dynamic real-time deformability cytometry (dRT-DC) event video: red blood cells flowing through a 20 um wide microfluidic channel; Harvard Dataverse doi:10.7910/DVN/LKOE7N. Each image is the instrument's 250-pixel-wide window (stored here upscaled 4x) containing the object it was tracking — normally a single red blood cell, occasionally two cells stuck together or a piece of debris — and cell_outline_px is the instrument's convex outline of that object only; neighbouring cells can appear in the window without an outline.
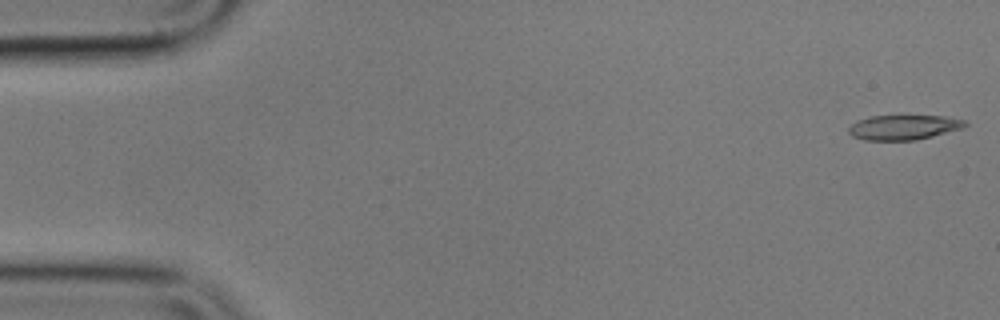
{"species": "common noctule bat (a hibernating species)", "species_latin": "Nyctalus noctula", "temperature_condition": "cold", "stored_images_in_passage": 55, "camera_frame_rate_fps": 3000, "um_per_image_px": 0.085, "animal": {"sex": "male", "body_mass_g": 17.9}, "frame": {"image": 1, "passage_image": 1, "time_ms": 0.0, "image_size_px": [1000, 320], "cell_outline_px": [[968, 124], [964, 128], [916, 140], [864, 140], [852, 136], [848, 132], [848, 128], [856, 120], [872, 116], [944, 116], [964, 120]], "centroid_in_image_um": [76.8, 10.82], "position_along_channel_um": 8.2, "area_um2": 16.82}}
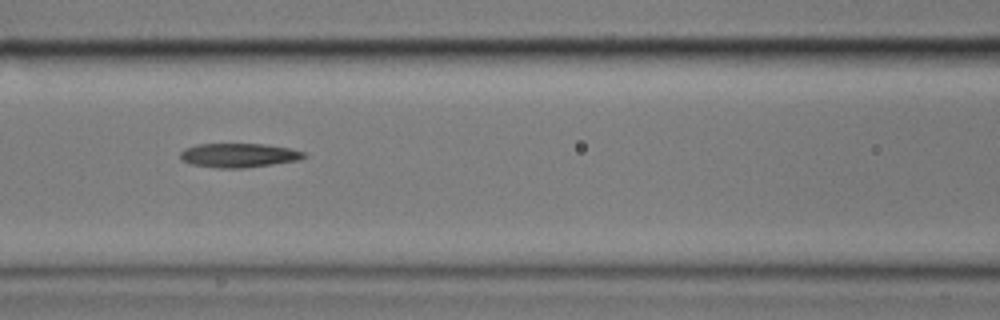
{"frame": {"image": 2, "passage_image": 23, "time_ms": 7.333, "image_size_px": [1000, 320], "cell_outline_px": [[308, 156], [300, 160], [244, 168], [216, 168], [188, 164], [180, 160], [180, 152], [184, 148], [196, 144], [264, 144], [288, 148], [304, 152]], "centroid_in_image_um": [20.25, 13.21], "position_along_channel_um": 146.4, "area_um2": 17.57}}
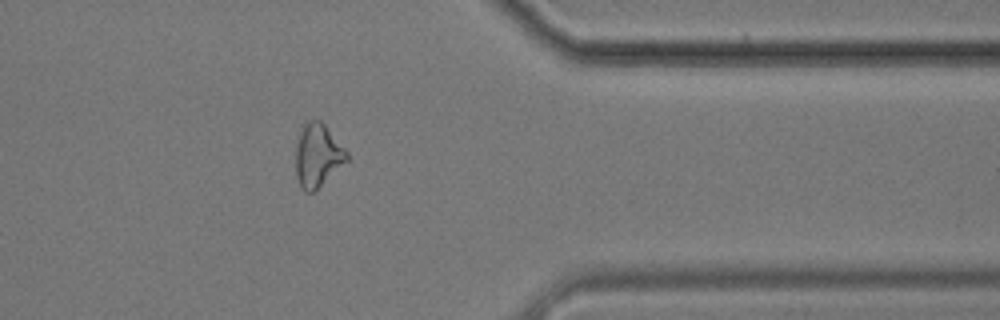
{"frame": {"image": 3, "passage_image": 44, "time_ms": 14.333, "image_size_px": [1000, 320], "cell_outline_px": [[348, 160], [316, 192], [304, 192], [300, 188], [296, 176], [296, 144], [304, 120], [320, 120], [324, 124], [348, 152]], "centroid_in_image_um": [26.99, 13.24], "position_along_channel_um": 384.4, "area_um2": 19.13}, "authors_computed_cell_mechanics": {"area_um2": 17.7446, "velocity_mm_per_s": 3.6037, "shape_relaxation_time_tau1_ms": 10.5046, "shape_relaxation_time_tau2_ms": 4.2259, "deformation_change_tau1": 0.2863, "deformation_change_tau2": 0.1502}}